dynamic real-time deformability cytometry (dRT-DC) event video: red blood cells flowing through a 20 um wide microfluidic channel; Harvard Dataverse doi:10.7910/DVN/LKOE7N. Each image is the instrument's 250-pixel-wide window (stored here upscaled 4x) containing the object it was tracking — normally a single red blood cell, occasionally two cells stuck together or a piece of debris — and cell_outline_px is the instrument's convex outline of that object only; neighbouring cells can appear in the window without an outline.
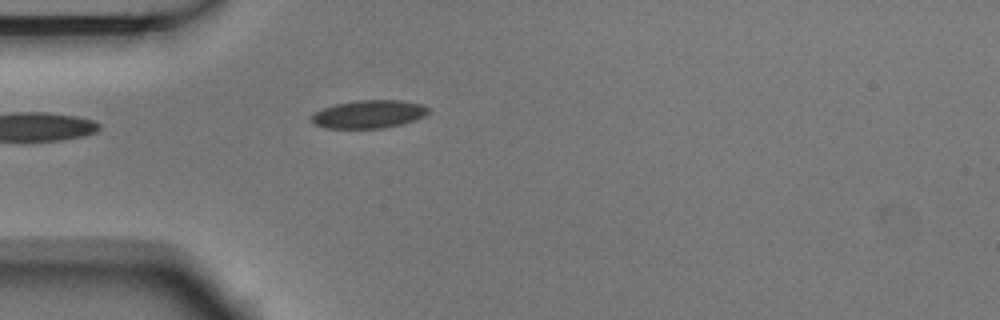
{"species": "Egyptian fruit bat (a non-hibernating species)", "species_latin": "Rousettus aegyptiacus", "temperature_condition": "room temperature", "stored_images_in_passage": 2, "camera_frame_rate_fps": 3000, "um_per_image_px": 0.085, "animal": {"sex": "male"}, "frame": {"image": 1, "passage_image": 2, "time_ms": 0.333, "image_size_px": [1000, 320], "cell_outline_px": [[428, 112], [424, 116], [400, 124], [384, 128], [324, 128], [312, 124], [312, 116], [316, 112], [324, 108], [336, 104], [360, 100], [400, 100], [420, 104], [428, 108]], "centroid_in_image_um": [31.32, 9.71], "position_along_channel_um": 53.7, "area_um2": 18.79}}